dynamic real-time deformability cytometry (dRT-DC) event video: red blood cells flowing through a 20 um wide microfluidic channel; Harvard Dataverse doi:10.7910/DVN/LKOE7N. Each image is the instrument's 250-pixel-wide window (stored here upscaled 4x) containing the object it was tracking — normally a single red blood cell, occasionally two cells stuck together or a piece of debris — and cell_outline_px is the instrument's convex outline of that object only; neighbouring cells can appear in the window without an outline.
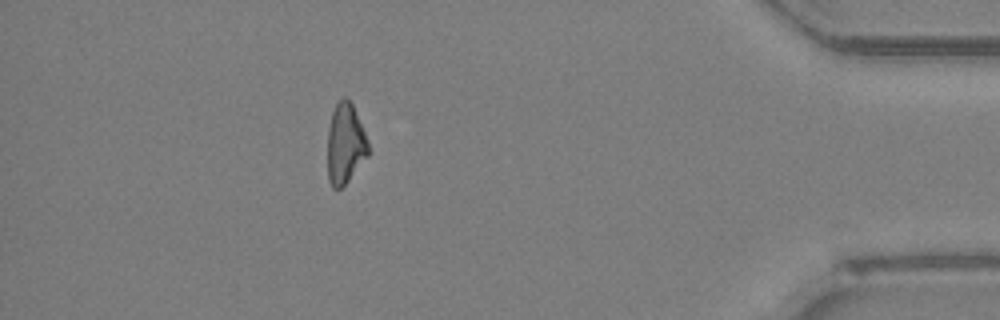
{"species": "Egyptian fruit bat (a non-hibernating species)", "species_latin": "Rousettus aegyptiacus", "temperature_condition": "room temperature", "stored_images_in_passage": 38, "camera_frame_rate_fps": 3000, "um_per_image_px": 0.085, "animal": {"sex": "female"}, "frame": {"image": 1, "passage_image": 33, "time_ms": 10.667, "image_size_px": [1000, 320], "cell_outline_px": [[368, 156], [348, 180], [340, 188], [332, 188], [328, 180], [328, 128], [332, 112], [336, 104], [344, 96], [352, 104], [368, 140]], "centroid_in_image_um": [29.34, 12.23], "position_along_channel_um": 405.9, "area_um2": 18.84}, "authors_computed_cell_mechanics": {"area_um2": 16.6753, "velocity_mm_per_s": 4.1571, "shape_relaxation_time_tau1_ms": 4.0001, "shape_relaxation_time_tau2_ms": null, "deformation_change_tau1": 0.145, "deformation_change_tau2": null}}